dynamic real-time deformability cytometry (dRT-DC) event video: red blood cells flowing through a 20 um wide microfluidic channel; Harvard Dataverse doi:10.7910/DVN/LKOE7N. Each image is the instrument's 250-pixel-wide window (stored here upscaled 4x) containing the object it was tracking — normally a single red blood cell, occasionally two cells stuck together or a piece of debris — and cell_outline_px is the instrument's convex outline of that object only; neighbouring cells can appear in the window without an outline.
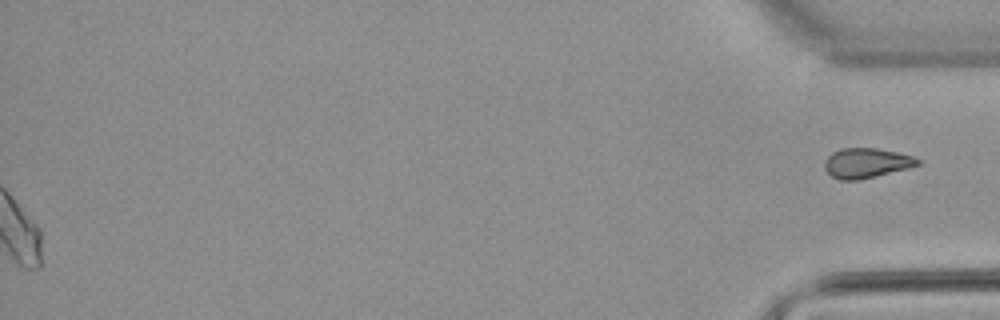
{"species": "common noctule bat (a hibernating species)", "species_latin": "Nyctalus noctula", "temperature_condition": "warm", "stored_images_in_passage": 45, "segment_of_instrument_passage": [2, 2], "camera_frame_rate_fps": 3000, "um_per_image_px": 0.085, "animal": {"sex": "male", "body_mass_g": 21.5, "forearm_length_mm": 52.0}, "frame": {"image": 1, "passage_image": 45, "time_ms": 14.667, "image_size_px": [1000, 320], "cell_outline_px": [[920, 164], [908, 168], [860, 180], [840, 180], [832, 176], [824, 168], [824, 160], [832, 152], [840, 148], [876, 148], [916, 156], [920, 160]], "centroid_in_image_um": [73.64, 13.85], "position_along_channel_um": 361.6, "area_um2": 16.3}}